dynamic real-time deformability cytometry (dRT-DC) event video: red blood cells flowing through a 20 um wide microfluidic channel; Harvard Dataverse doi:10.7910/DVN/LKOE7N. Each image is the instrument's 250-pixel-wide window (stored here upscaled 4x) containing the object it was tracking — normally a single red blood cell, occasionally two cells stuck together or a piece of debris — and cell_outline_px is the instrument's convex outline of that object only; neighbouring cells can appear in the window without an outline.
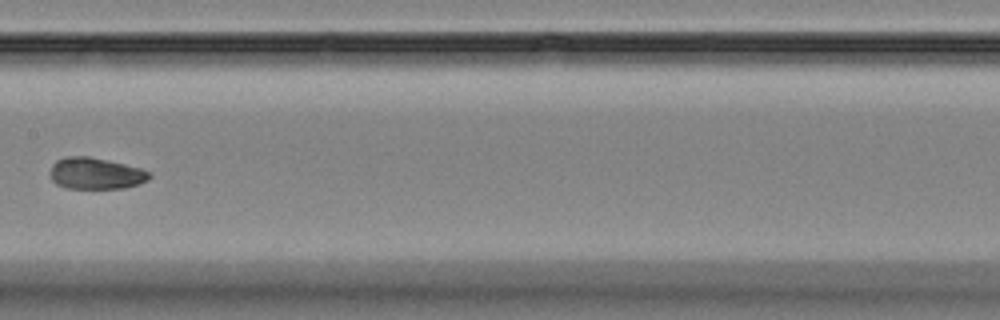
{"species": "Egyptian fruit bat (a non-hibernating species)", "species_latin": "Rousettus aegyptiacus", "temperature_condition": "room temperature", "stored_images_in_passage": 11, "camera_frame_rate_fps": 3000, "um_per_image_px": 0.085, "animal": {"sex": "female"}, "frame": {"image": 1, "passage_image": 8, "time_ms": 9.333, "image_size_px": [1000, 320], "cell_outline_px": [[152, 176], [148, 180], [124, 188], [68, 188], [56, 184], [52, 180], [52, 164], [56, 160], [64, 156], [88, 156], [108, 160], [140, 168], [152, 172]], "centroid_in_image_um": [8.15, 14.73], "position_along_channel_um": 199.2, "area_um2": 18.15}}
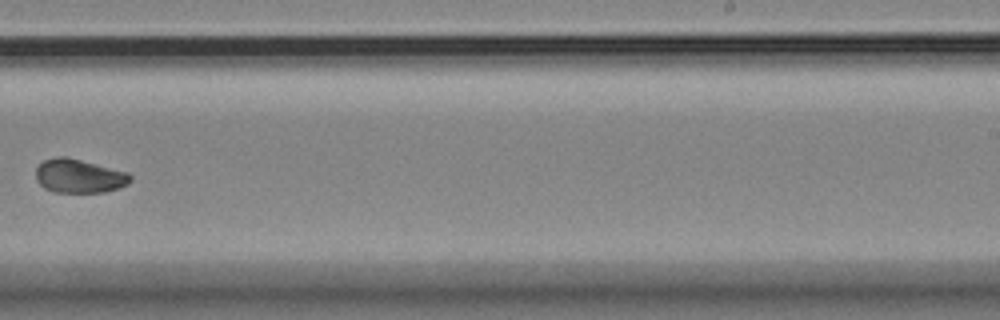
{"frame": {"image": 2, "passage_image": 10, "time_ms": 11.667, "image_size_px": [1000, 320], "cell_outline_px": [[132, 180], [128, 184], [120, 188], [104, 192], [56, 192], [44, 188], [36, 180], [36, 168], [44, 160], [60, 156], [68, 156], [128, 172], [132, 176]], "centroid_in_image_um": [6.75, 14.96], "position_along_channel_um": 282.2, "area_um2": 18.79}}
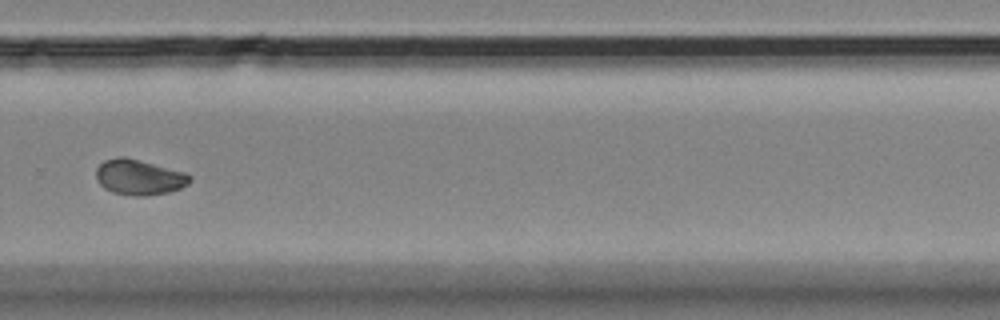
{"frame": {"image": 3, "passage_image": 11, "time_ms": 12.667, "image_size_px": [1000, 320], "cell_outline_px": [[192, 180], [188, 184], [180, 188], [168, 192], [144, 196], [136, 196], [112, 192], [104, 188], [96, 180], [96, 168], [104, 160], [120, 156], [124, 156], [184, 172], [192, 176]], "centroid_in_image_um": [11.81, 15.06], "position_along_channel_um": 318.0, "area_um2": 19.31}}